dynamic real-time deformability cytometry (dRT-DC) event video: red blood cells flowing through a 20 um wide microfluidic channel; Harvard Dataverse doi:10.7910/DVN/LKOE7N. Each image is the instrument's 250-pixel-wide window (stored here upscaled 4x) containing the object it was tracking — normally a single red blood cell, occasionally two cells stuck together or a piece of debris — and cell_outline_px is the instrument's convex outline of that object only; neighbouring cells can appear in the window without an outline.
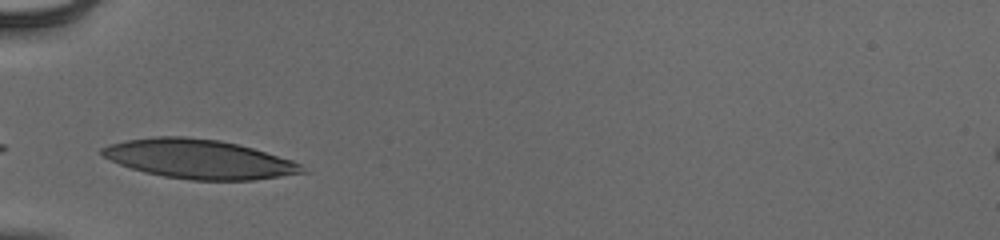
{"species": "human", "species_latin": "Homo sapiens", "temperature_condition": "cold", "stored_images_in_passage": 27, "camera_frame_rate_fps": 3000, "um_per_image_px": 0.085, "donor": {"sex": "male"}, "frame": {"image": 1, "passage_image": 1, "time_ms": 0.0, "image_size_px": [1000, 240], "cell_outline_px": [[308, 172], [252, 180], [192, 180], [164, 176], [144, 172], [120, 164], [104, 156], [100, 152], [100, 148], [108, 144], [128, 140], [152, 136], [184, 136], [220, 140], [252, 148], [292, 160], [300, 164]], "centroid_in_image_um": [16.9, 13.51], "position_along_channel_um": 68.1, "area_um2": 45.37}}
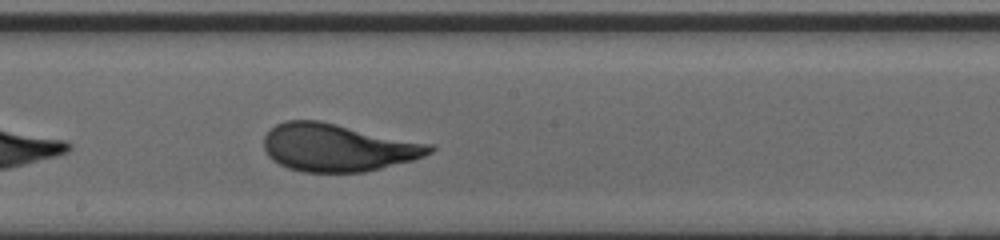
{"frame": {"image": 2, "passage_image": 13, "time_ms": 4.0, "image_size_px": [1000, 240], "cell_outline_px": [[436, 148], [432, 152], [424, 156], [412, 160], [364, 172], [304, 172], [288, 168], [272, 160], [268, 156], [264, 148], [264, 136], [276, 124], [284, 120], [320, 120], [432, 144]], "centroid_in_image_um": [28.7, 12.53], "position_along_channel_um": 219.5, "area_um2": 46.07}}
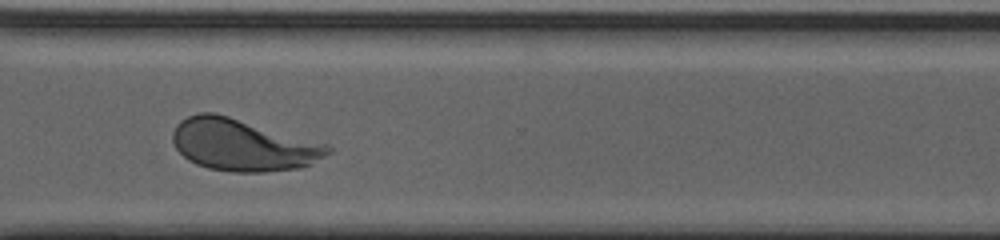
{"frame": {"image": 3, "passage_image": 23, "time_ms": 7.333, "image_size_px": [1000, 240], "cell_outline_px": [[332, 152], [312, 164], [300, 168], [264, 172], [232, 172], [208, 168], [196, 164], [188, 160], [176, 148], [172, 140], [172, 132], [176, 124], [180, 120], [188, 116], [200, 112], [216, 112], [328, 144], [332, 148]], "centroid_in_image_um": [20.65, 12.32], "position_along_channel_um": 350.0, "area_um2": 47.28}, "authors_computed_cell_mechanics": {"area_um2": 45.662, "velocity_mm_per_s": 3.8943, "shape_relaxation_time_tau1_ms": 2.9492, "shape_relaxation_time_tau2_ms": null, "deformation_change_tau1": 0.1561, "deformation_change_tau2": null}}